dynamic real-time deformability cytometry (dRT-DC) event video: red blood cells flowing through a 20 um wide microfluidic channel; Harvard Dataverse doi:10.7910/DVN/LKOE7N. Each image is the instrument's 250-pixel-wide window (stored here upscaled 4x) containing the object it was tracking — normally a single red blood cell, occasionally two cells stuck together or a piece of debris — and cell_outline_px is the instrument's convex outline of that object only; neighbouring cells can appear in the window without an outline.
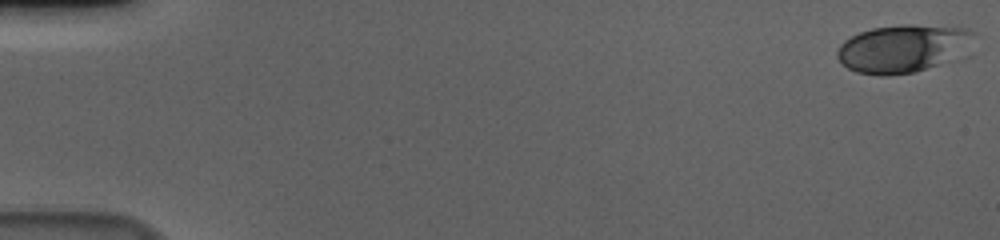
{"species": "human", "species_latin": "Homo sapiens", "temperature_condition": "cold", "stored_images_in_passage": 57, "camera_frame_rate_fps": 3000, "um_per_image_px": 0.085, "donor": {"sex": "male"}, "frame": {"image": 1, "passage_image": 1, "time_ms": 0.0, "image_size_px": [1000, 240], "cell_outline_px": [[976, 32], [968, 56], [960, 60], [916, 72], [888, 76], [880, 76], [856, 72], [848, 68], [836, 56], [836, 52], [840, 44], [844, 40], [860, 32], [872, 28], [900, 24], [912, 24], [968, 28]], "centroid_in_image_um": [76.89, 4.14], "position_along_channel_um": 8.1, "area_um2": 39.54}}
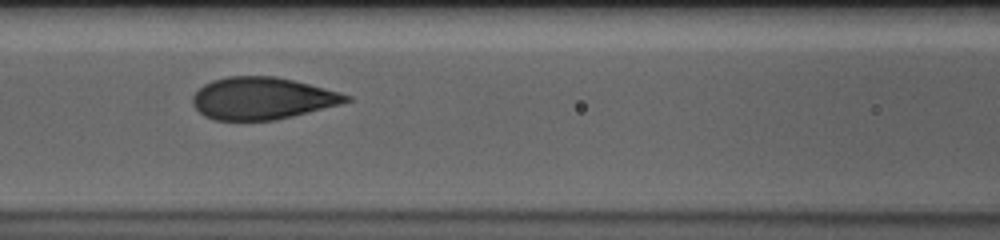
{"frame": {"image": 2, "passage_image": 26, "time_ms": 8.333, "image_size_px": [1000, 240], "cell_outline_px": [[352, 100], [340, 104], [276, 120], [212, 120], [204, 116], [192, 104], [192, 96], [204, 84], [212, 80], [228, 76], [276, 76], [340, 92], [352, 96]], "centroid_in_image_um": [22.26, 8.36], "position_along_channel_um": 144.3, "area_um2": 37.57}}
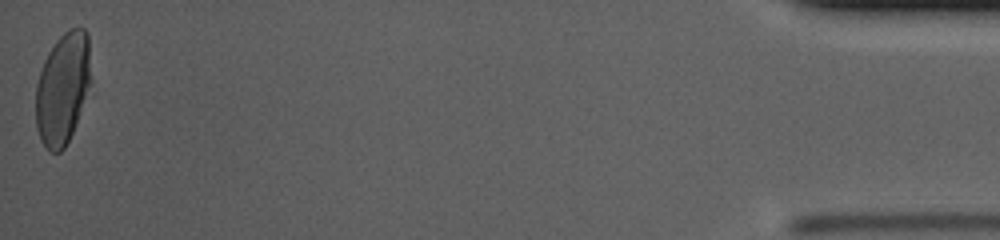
{"frame": {"image": 3, "passage_image": 57, "time_ms": 18.667, "image_size_px": [1000, 240], "cell_outline_px": [[92, 96], [64, 148], [60, 152], [52, 152], [40, 140], [36, 128], [36, 84], [44, 60], [48, 52], [56, 40], [64, 32], [72, 28], [84, 28], [88, 32], [92, 80]], "centroid_in_image_um": [5.4, 7.52], "position_along_channel_um": 429.8, "area_um2": 37.17}, "authors_computed_cell_mechanics": {"area_um2": 37.6278, "velocity_mm_per_s": 3.6366, "shape_relaxation_time_tau1_ms": 4.2359, "shape_relaxation_time_tau2_ms": null, "deformation_change_tau1": 0.1693, "deformation_change_tau2": null}}